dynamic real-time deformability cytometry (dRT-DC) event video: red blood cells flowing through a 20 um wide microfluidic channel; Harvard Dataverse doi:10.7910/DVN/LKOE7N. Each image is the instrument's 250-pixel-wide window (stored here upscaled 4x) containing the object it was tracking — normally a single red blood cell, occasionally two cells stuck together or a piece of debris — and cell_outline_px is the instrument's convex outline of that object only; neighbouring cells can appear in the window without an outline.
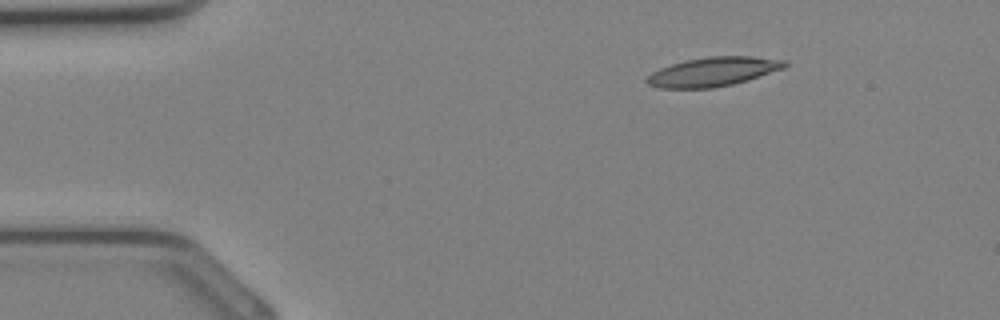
{"species": "Egyptian fruit bat (a non-hibernating species)", "species_latin": "Rousettus aegyptiacus", "temperature_condition": "cold", "stored_images_in_passage": 30, "camera_frame_rate_fps": 3000, "um_per_image_px": 0.085, "animal": {"sex": "female"}, "frame": {"image": 1, "passage_image": 1, "time_ms": 0.0, "image_size_px": [1000, 320], "cell_outline_px": [[788, 64], [784, 68], [748, 80], [732, 84], [712, 88], [660, 88], [648, 84], [644, 80], [652, 72], [660, 68], [684, 60], [708, 56], [752, 56], [788, 60]], "centroid_in_image_um": [60.63, 6.09], "position_along_channel_um": 24.4, "area_um2": 23.47}}
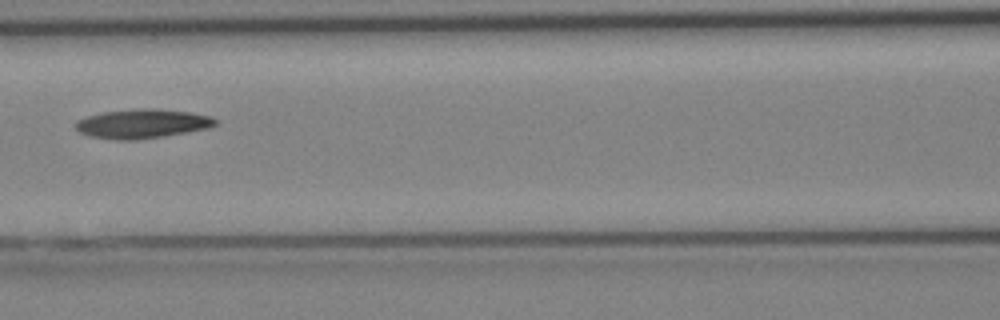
{"frame": {"image": 2, "passage_image": 11, "time_ms": 3.333, "image_size_px": [1000, 320], "cell_outline_px": [[216, 124], [208, 128], [164, 136], [136, 140], [116, 140], [92, 136], [80, 132], [76, 128], [76, 120], [88, 116], [104, 112], [140, 108], [156, 108], [192, 112], [212, 116], [216, 120]], "centroid_in_image_um": [12.12, 10.5], "position_along_channel_um": 154.5, "area_um2": 23.7}}
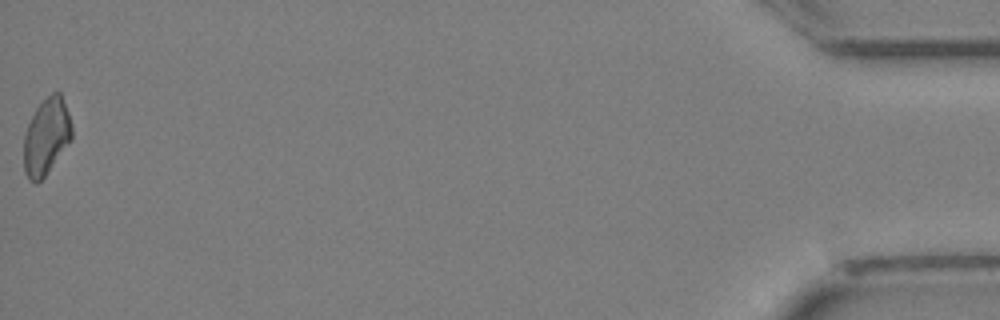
{"frame": {"image": 3, "passage_image": 30, "time_ms": 9.667, "image_size_px": [1000, 320], "cell_outline_px": [[72, 136], [44, 176], [36, 184], [28, 180], [24, 172], [24, 136], [28, 124], [36, 108], [52, 92], [60, 92], [68, 112], [72, 128]], "centroid_in_image_um": [3.91, 11.61], "position_along_channel_um": 431.3, "area_um2": 20.87}}